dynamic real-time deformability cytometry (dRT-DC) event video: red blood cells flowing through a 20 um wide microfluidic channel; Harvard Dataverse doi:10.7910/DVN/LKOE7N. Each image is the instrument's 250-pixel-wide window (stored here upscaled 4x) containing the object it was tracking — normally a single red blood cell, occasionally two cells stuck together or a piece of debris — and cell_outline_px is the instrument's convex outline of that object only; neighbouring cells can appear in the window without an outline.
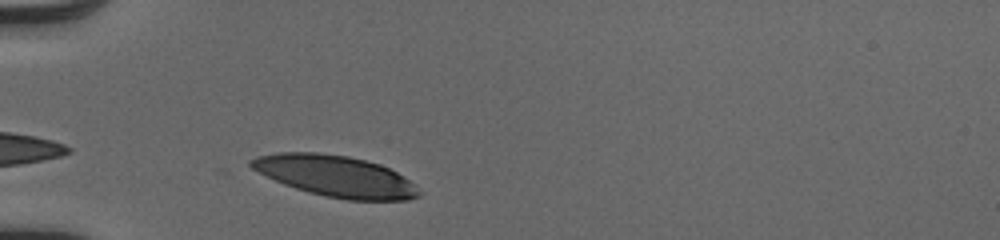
{"species": "human", "species_latin": "Homo sapiens", "temperature_condition": "cold", "stored_images_in_passage": 31, "camera_frame_rate_fps": 3000, "um_per_image_px": 0.085, "donor": {"sex": "male"}, "frame": {"image": 1, "passage_image": 3, "time_ms": 0.667, "image_size_px": [1000, 240], "cell_outline_px": [[420, 196], [408, 200], [348, 200], [324, 196], [308, 192], [284, 184], [252, 168], [248, 164], [248, 160], [256, 156], [280, 152], [316, 152], [348, 156], [380, 164], [404, 176], [420, 192]], "centroid_in_image_um": [28.51, 14.96], "position_along_channel_um": 56.5, "area_um2": 40.0}}
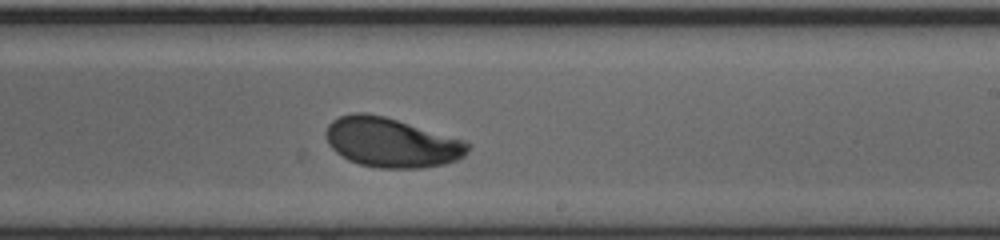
{"frame": {"image": 2, "passage_image": 19, "time_ms": 6.0, "image_size_px": [1000, 240], "cell_outline_px": [[472, 144], [468, 152], [464, 156], [456, 160], [444, 164], [420, 168], [380, 168], [360, 164], [348, 160], [336, 152], [328, 144], [324, 136], [324, 132], [328, 124], [332, 120], [340, 116], [352, 112], [368, 112], [384, 116], [464, 140]], "centroid_in_image_um": [33.24, 12.11], "position_along_channel_um": 255.8, "area_um2": 41.15}}
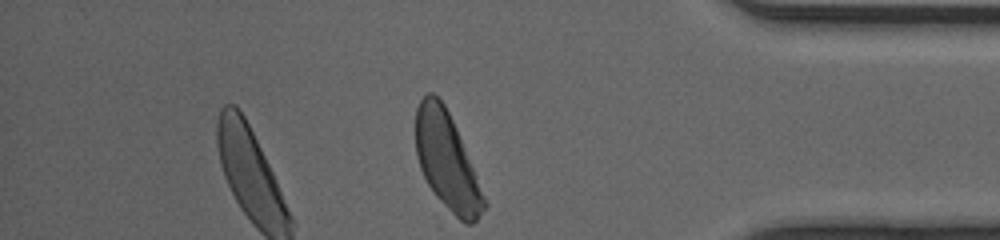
{"frame": {"image": 3, "passage_image": 31, "time_ms": 10.0, "image_size_px": [1000, 240], "cell_outline_px": [[488, 204], [476, 220], [472, 224], [464, 224], [436, 196], [428, 184], [420, 168], [416, 156], [416, 108], [420, 100], [428, 92], [432, 92], [444, 104], [452, 120]], "centroid_in_image_um": [37.97, 13.7], "position_along_channel_um": 397.2, "area_um2": 37.74}, "authors_computed_cell_mechanics": {"area_um2": 40.5178, "velocity_mm_per_s": 4.0378, "shape_relaxation_time_tau1_ms": 2.6193, "shape_relaxation_time_tau2_ms": 1.3102, "deformation_change_tau1": 0.1554, "deformation_change_tau2": 0.0579}}